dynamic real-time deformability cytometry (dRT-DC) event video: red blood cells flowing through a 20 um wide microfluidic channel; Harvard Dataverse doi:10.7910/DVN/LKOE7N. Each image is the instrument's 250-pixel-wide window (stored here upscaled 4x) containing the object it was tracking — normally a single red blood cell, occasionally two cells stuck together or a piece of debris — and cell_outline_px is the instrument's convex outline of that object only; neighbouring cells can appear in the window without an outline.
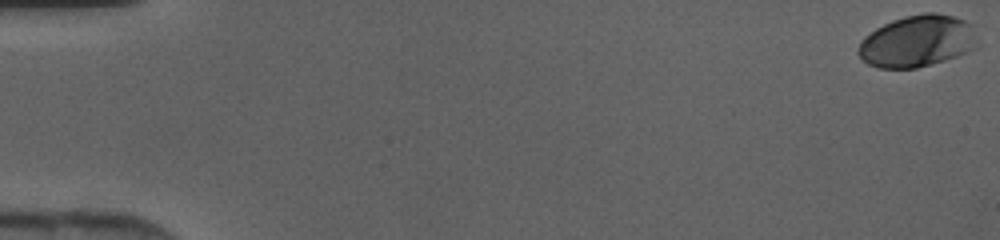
{"species": "human", "species_latin": "Homo sapiens", "temperature_condition": "cold", "stored_images_in_passage": 47, "camera_frame_rate_fps": 3000, "um_per_image_px": 0.085, "donor": {"sex": "female"}, "frame": {"image": 1, "passage_image": 1, "time_ms": 0.0, "image_size_px": [1000, 240], "cell_outline_px": [[980, 44], [976, 48], [968, 52], [944, 60], [916, 68], [876, 68], [868, 64], [856, 52], [856, 48], [860, 40], [864, 36], [876, 28], [892, 20], [904, 16], [924, 12], [932, 12], [952, 16], [964, 20], [972, 24], [980, 36]], "centroid_in_image_um": [78.0, 3.49], "position_along_channel_um": 7.0, "area_um2": 36.59}}
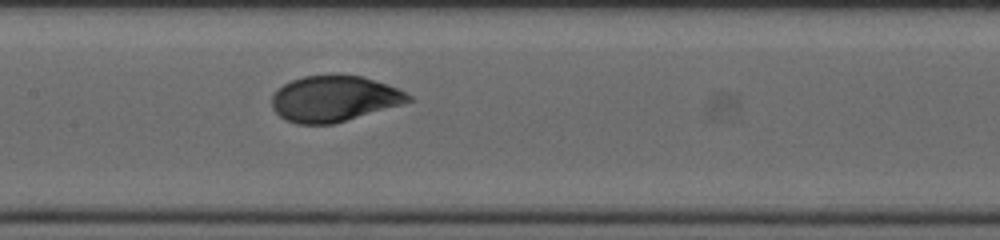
{"frame": {"image": 2, "passage_image": 24, "time_ms": 7.667, "image_size_px": [1000, 240], "cell_outline_px": [[416, 100], [332, 124], [296, 124], [284, 120], [272, 108], [272, 96], [284, 84], [292, 80], [304, 76], [332, 72], [336, 72], [364, 76], [388, 84], [412, 96]], "centroid_in_image_um": [28.41, 8.35], "position_along_channel_um": 179.0, "area_um2": 37.05}}
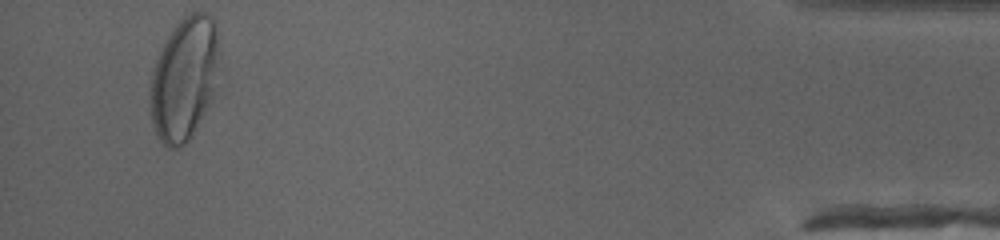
{"frame": {"image": 3, "passage_image": 45, "time_ms": 14.667, "image_size_px": [1000, 240], "cell_outline_px": [[216, 56], [212, 92], [204, 112], [188, 140], [180, 148], [168, 148], [156, 136], [148, 104], [152, 68], [168, 36], [176, 24], [184, 16], [192, 12], [204, 12], [216, 20]], "centroid_in_image_um": [15.57, 6.7], "position_along_channel_um": 419.6, "area_um2": 48.38}}